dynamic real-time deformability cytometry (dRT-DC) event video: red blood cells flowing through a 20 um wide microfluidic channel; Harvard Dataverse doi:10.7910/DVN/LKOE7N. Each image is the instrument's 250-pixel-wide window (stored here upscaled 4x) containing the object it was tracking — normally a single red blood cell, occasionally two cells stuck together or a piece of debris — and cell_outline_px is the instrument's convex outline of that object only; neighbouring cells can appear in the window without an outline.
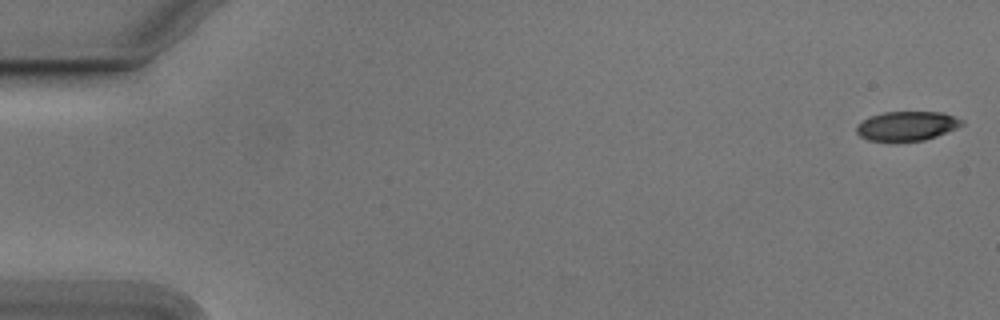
{"species": "Egyptian fruit bat (a non-hibernating species)", "species_latin": "Rousettus aegyptiacus", "temperature_condition": "cold", "stored_images_in_passage": 54, "camera_frame_rate_fps": 3000, "um_per_image_px": 0.085, "animal": {"sex": "male"}, "frame": {"image": 1, "passage_image": 1, "time_ms": 0.0, "image_size_px": [1000, 320], "cell_outline_px": [[964, 124], [956, 128], [936, 136], [924, 140], [868, 140], [860, 136], [856, 132], [856, 128], [864, 120], [872, 116], [884, 112], [944, 112], [964, 120]], "centroid_in_image_um": [77.13, 10.69], "position_along_channel_um": 7.9, "area_um2": 17.63}}
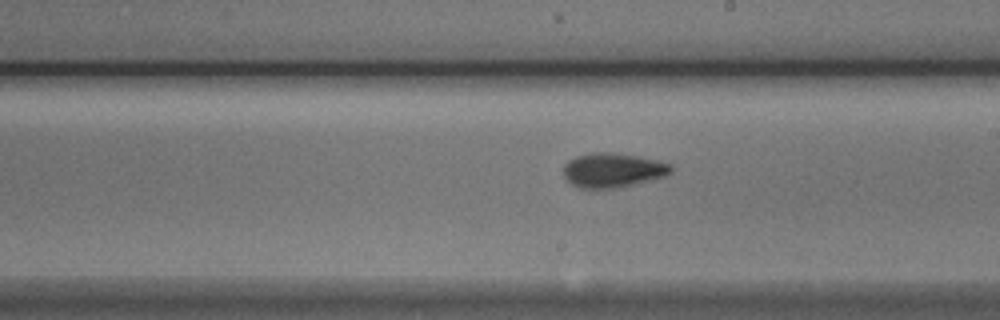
{"frame": {"image": 2, "passage_image": 31, "time_ms": 10.0, "image_size_px": [1000, 320], "cell_outline_px": [[672, 172], [664, 176], [632, 184], [612, 188], [580, 188], [572, 184], [564, 176], [564, 164], [568, 160], [576, 156], [592, 152], [608, 152], [636, 156], [656, 160], [672, 164]], "centroid_in_image_um": [52.06, 14.45], "position_along_channel_um": 236.9, "area_um2": 21.27}}
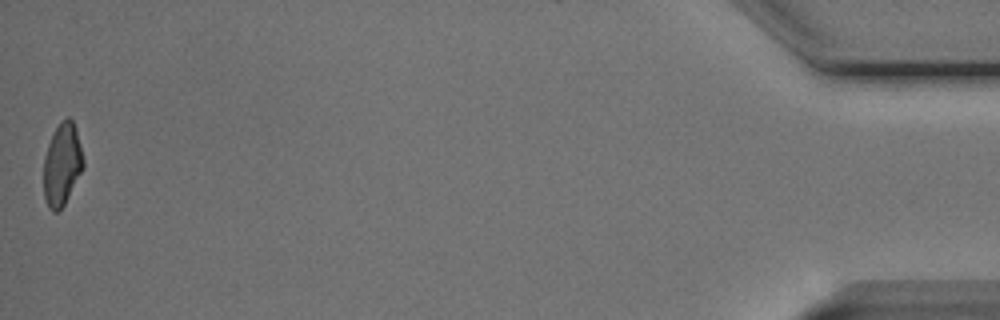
{"frame": {"image": 3, "passage_image": 54, "time_ms": 17.667, "image_size_px": [1000, 320], "cell_outline_px": [[84, 168], [64, 204], [56, 212], [52, 212], [48, 208], [44, 200], [44, 156], [48, 144], [56, 128], [68, 116], [72, 120], [76, 128], [84, 160]], "centroid_in_image_um": [5.28, 14.01], "position_along_channel_um": 429.9, "area_um2": 18.9}, "authors_computed_cell_mechanics": {"area_um2": 19.8832, "velocity_mm_per_s": 3.7824, "shape_relaxation_time_tau1_ms": 4.2482, "shape_relaxation_time_tau2_ms": 3.1314, "deformation_change_tau1": 0.1463, "deformation_change_tau2": 0.0902}}